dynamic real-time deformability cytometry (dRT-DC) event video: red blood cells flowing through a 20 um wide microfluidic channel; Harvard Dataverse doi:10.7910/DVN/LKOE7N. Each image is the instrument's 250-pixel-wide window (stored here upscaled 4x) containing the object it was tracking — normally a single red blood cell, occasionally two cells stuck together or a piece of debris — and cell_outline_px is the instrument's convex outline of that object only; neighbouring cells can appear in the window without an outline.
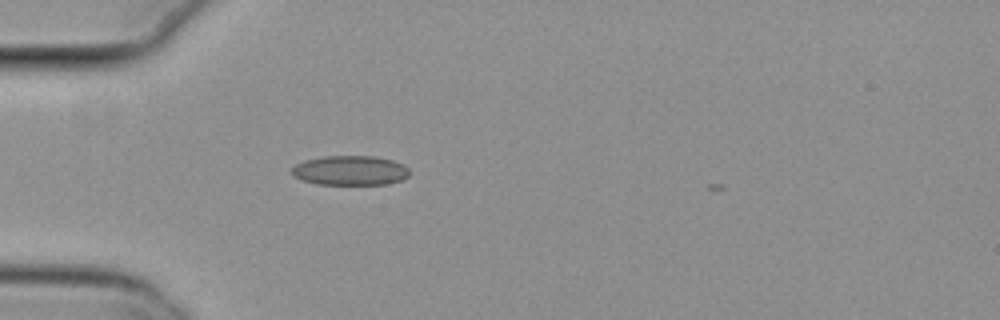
{"species": "common noctule bat (a hibernating species)", "species_latin": "Nyctalus noctula", "temperature_condition": "cold", "stored_images_in_passage": 37, "camera_frame_rate_fps": 3000, "um_per_image_px": 0.085, "animal": {"sex": "female", "body_mass_g": 29.2, "forearm_length_mm": 56.3}, "frame": {"image": 1, "passage_image": 2, "time_ms": 0.333, "image_size_px": [1000, 320], "cell_outline_px": [[408, 176], [404, 180], [388, 184], [316, 184], [300, 180], [292, 176], [288, 172], [296, 164], [304, 160], [324, 156], [376, 156], [392, 160], [404, 164], [408, 168]], "centroid_in_image_um": [29.74, 14.49], "position_along_channel_um": 55.3, "area_um2": 20.63}}
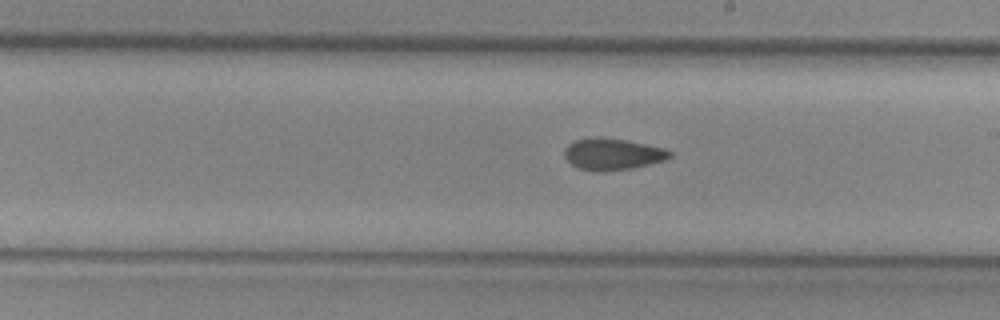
{"frame": {"image": 2, "passage_image": 17, "time_ms": 5.333, "image_size_px": [1000, 320], "cell_outline_px": [[672, 156], [664, 160], [632, 168], [604, 172], [580, 168], [572, 164], [564, 156], [564, 152], [568, 144], [576, 140], [596, 136], [624, 140], [664, 148], [672, 152]], "centroid_in_image_um": [52.06, 13.1], "position_along_channel_um": 236.9, "area_um2": 19.13}}
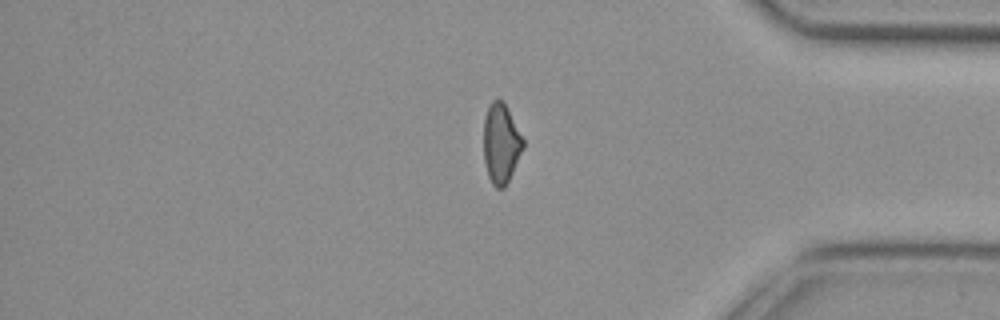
{"frame": {"image": 3, "passage_image": 31, "time_ms": 10.0, "image_size_px": [1000, 320], "cell_outline_px": [[524, 148], [504, 188], [496, 188], [492, 184], [488, 176], [484, 160], [484, 120], [488, 108], [492, 100], [500, 100], [504, 104], [524, 140]], "centroid_in_image_um": [42.58, 12.24], "position_along_channel_um": 392.6, "area_um2": 17.92}, "authors_computed_cell_mechanics": {"area_um2": 19.1318, "velocity_mm_per_s": 3.8083, "shape_relaxation_time_tau1_ms": null, "shape_relaxation_time_tau2_ms": 5.4335, "deformation_change_tau1": null, "deformation_change_tau2": 0.1196}}